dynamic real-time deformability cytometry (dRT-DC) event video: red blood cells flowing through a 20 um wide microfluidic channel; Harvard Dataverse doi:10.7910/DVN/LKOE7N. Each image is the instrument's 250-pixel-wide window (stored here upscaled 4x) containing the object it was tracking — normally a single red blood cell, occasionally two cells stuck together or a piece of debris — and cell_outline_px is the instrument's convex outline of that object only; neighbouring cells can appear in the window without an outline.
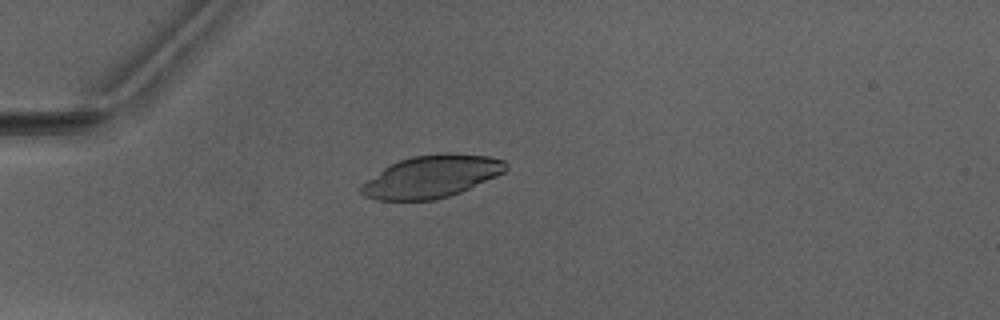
{"species": "Egyptian fruit bat (a non-hibernating species)", "species_latin": "Rousettus aegyptiacus", "temperature_condition": "warm", "stored_images_in_passage": 4, "camera_frame_rate_fps": 3000, "um_per_image_px": 0.085, "animal": {"sex": "male"}, "frame": {"image": 1, "passage_image": 4, "time_ms": 3.667, "image_size_px": [1000, 320], "cell_outline_px": [[508, 168], [504, 172], [496, 176], [460, 192], [436, 200], [380, 200], [364, 196], [356, 188], [360, 184], [384, 168], [400, 160], [412, 156], [444, 152], [456, 152], [488, 156], [504, 160], [508, 164]], "centroid_in_image_um": [36.67, 14.99], "position_along_channel_um": 48.3, "area_um2": 35.84}}